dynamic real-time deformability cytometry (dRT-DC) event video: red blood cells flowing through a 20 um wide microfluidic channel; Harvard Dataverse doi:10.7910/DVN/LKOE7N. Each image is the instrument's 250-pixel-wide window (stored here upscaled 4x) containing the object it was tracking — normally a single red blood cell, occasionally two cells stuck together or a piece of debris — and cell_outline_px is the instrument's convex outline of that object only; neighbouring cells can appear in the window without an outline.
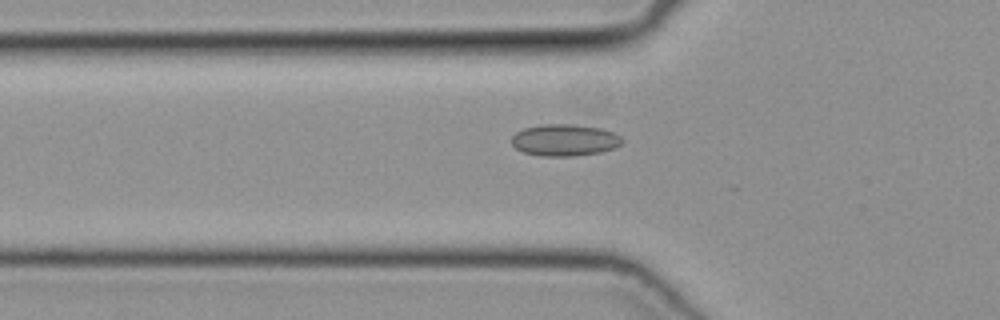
{"species": "common noctule bat (a hibernating species)", "species_latin": "Nyctalus noctula", "temperature_condition": "cold", "stored_images_in_passage": 39, "camera_frame_rate_fps": 3000, "um_per_image_px": 0.085, "animal": {"sex": "female", "body_mass_g": 19.3, "forearm_length_mm": 54.1}, "frame": {"image": 1, "passage_image": 6, "time_ms": 1.667, "image_size_px": [1000, 320], "cell_outline_px": [[624, 140], [620, 144], [612, 148], [600, 152], [572, 156], [540, 156], [524, 152], [516, 148], [512, 144], [512, 136], [516, 132], [524, 128], [540, 124], [572, 124], [600, 128], [612, 132], [620, 136]], "centroid_in_image_um": [47.97, 11.9], "position_along_channel_um": 77.8, "area_um2": 20.35}}
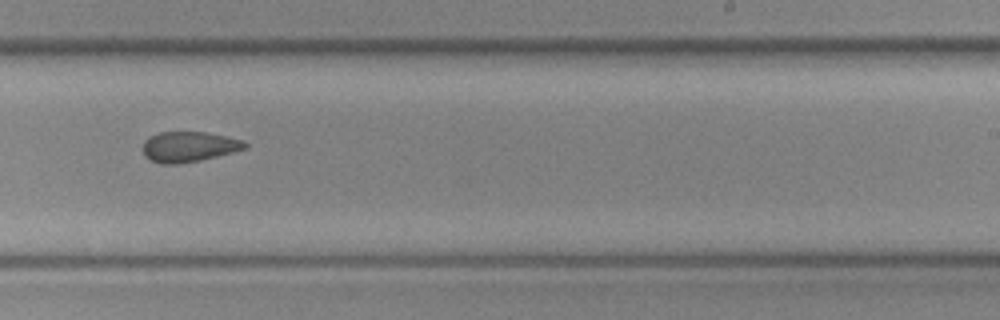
{"frame": {"image": 2, "passage_image": 20, "time_ms": 6.333, "image_size_px": [1000, 320], "cell_outline_px": [[248, 148], [200, 160], [180, 164], [160, 164], [148, 160], [144, 156], [144, 140], [160, 132], [204, 132], [244, 140], [248, 144]], "centroid_in_image_um": [16.05, 12.48], "position_along_channel_um": 273.0, "area_um2": 18.03}}
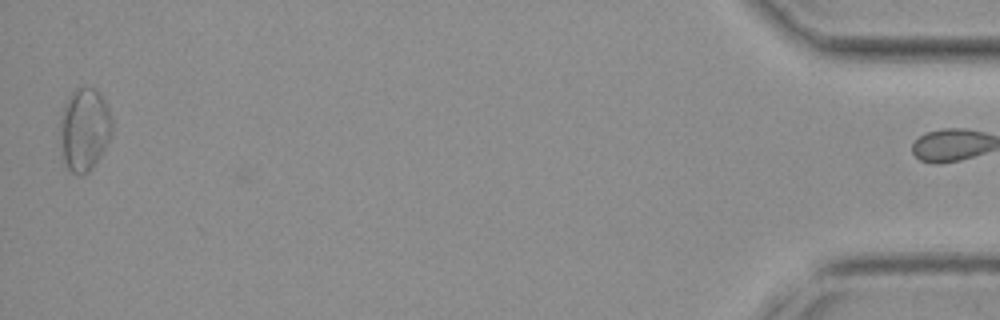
{"frame": {"image": 3, "passage_image": 38, "time_ms": 12.333, "image_size_px": [1000, 320], "cell_outline_px": [[112, 132], [100, 156], [92, 168], [88, 172], [80, 176], [76, 176], [64, 164], [60, 156], [60, 116], [64, 104], [68, 96], [76, 88], [96, 88], [100, 92], [108, 108], [112, 120]], "centroid_in_image_um": [7.14, 11.02], "position_along_channel_um": 428.1, "area_um2": 25.49}}